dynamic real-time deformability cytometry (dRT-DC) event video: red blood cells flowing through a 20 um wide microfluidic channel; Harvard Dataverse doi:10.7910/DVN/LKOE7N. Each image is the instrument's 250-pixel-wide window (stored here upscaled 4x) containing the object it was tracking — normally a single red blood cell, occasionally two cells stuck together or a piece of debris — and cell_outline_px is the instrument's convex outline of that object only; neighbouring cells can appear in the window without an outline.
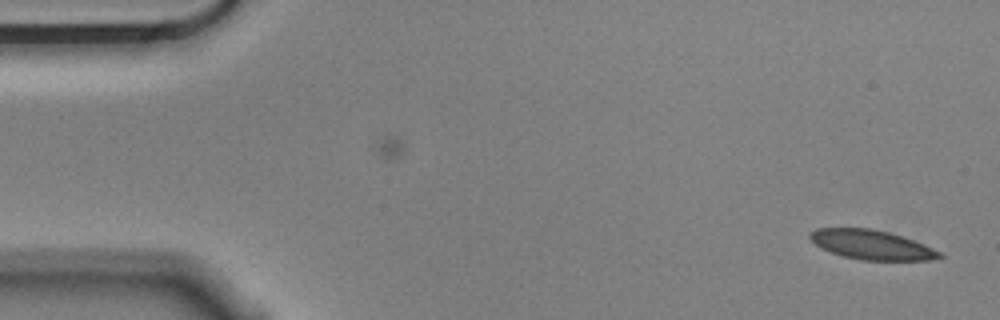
{"species": "Egyptian fruit bat (a non-hibernating species)", "species_latin": "Rousettus aegyptiacus", "temperature_condition": "cold", "stored_images_in_passage": 55, "camera_frame_rate_fps": 3000, "um_per_image_px": 0.085, "animal": {"sex": "male"}, "frame": {"image": 1, "passage_image": 1, "time_ms": 0.0, "image_size_px": [1000, 320], "cell_outline_px": [[944, 256], [928, 260], [860, 260], [844, 256], [820, 248], [808, 236], [808, 232], [816, 228], [872, 228], [888, 232], [924, 244], [944, 252]], "centroid_in_image_um": [74.09, 20.8], "position_along_channel_um": 10.9, "area_um2": 22.2}}
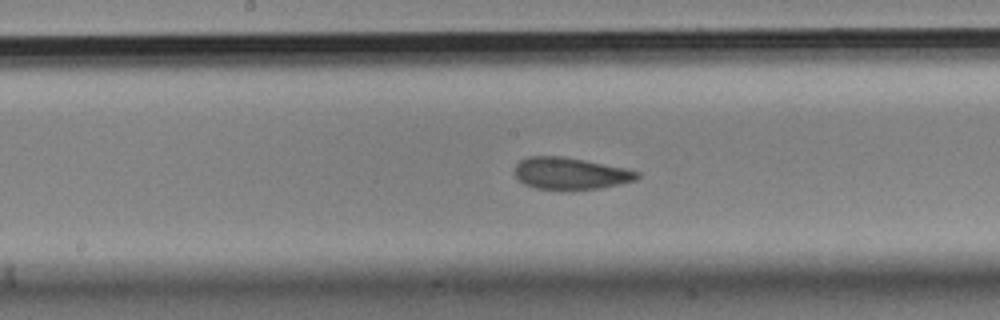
{"frame": {"image": 2, "passage_image": 27, "time_ms": 8.667, "image_size_px": [1000, 320], "cell_outline_px": [[640, 176], [636, 180], [620, 184], [600, 188], [560, 192], [536, 188], [524, 184], [516, 176], [516, 164], [520, 160], [528, 156], [564, 156], [624, 168], [640, 172]], "centroid_in_image_um": [48.48, 14.77], "position_along_channel_um": 199.7, "area_um2": 23.18}}
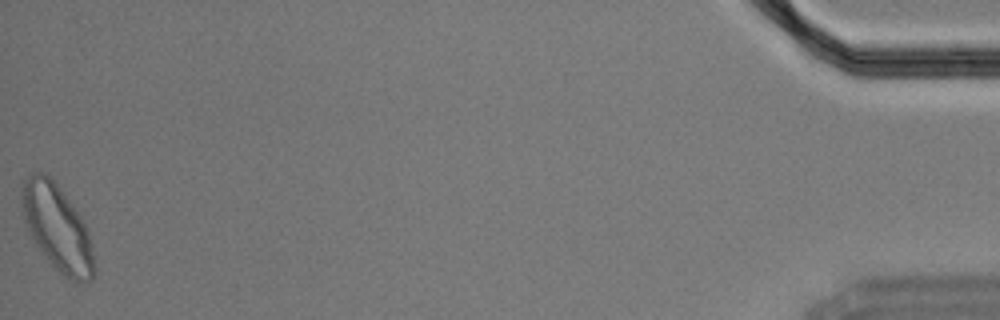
{"frame": {"image": 3, "passage_image": 55, "time_ms": 18.0, "image_size_px": [1000, 320], "cell_outline_px": [[96, 272], [92, 280], [80, 284], [68, 280], [52, 264], [40, 248], [32, 236], [24, 220], [20, 204], [24, 180], [28, 176], [36, 172], [44, 172], [56, 184], [80, 216], [88, 232], [92, 248]], "centroid_in_image_um": [4.88, 19.41], "position_along_channel_um": 430.3, "area_um2": 35.6}, "authors_computed_cell_mechanics": {"area_um2": 23.2934, "velocity_mm_per_s": 3.5291, "shape_relaxation_time_tau1_ms": 4.4397, "shape_relaxation_time_tau2_ms": 1.3163, "deformation_change_tau1": 0.121, "deformation_change_tau2": 0.0689}}